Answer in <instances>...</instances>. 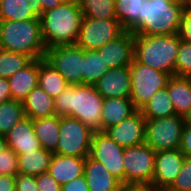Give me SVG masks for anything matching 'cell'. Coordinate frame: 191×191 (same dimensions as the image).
<instances>
[{"label":"cell","mask_w":191,"mask_h":191,"mask_svg":"<svg viewBox=\"0 0 191 191\" xmlns=\"http://www.w3.org/2000/svg\"><path fill=\"white\" fill-rule=\"evenodd\" d=\"M85 157L53 154L47 172L61 185L84 175Z\"/></svg>","instance_id":"obj_18"},{"label":"cell","mask_w":191,"mask_h":191,"mask_svg":"<svg viewBox=\"0 0 191 191\" xmlns=\"http://www.w3.org/2000/svg\"><path fill=\"white\" fill-rule=\"evenodd\" d=\"M109 69L97 50H84L82 84L94 85Z\"/></svg>","instance_id":"obj_30"},{"label":"cell","mask_w":191,"mask_h":191,"mask_svg":"<svg viewBox=\"0 0 191 191\" xmlns=\"http://www.w3.org/2000/svg\"><path fill=\"white\" fill-rule=\"evenodd\" d=\"M129 69L131 78L130 99L137 110H141L156 91L166 88L172 77L168 73L143 65L135 59L131 62Z\"/></svg>","instance_id":"obj_6"},{"label":"cell","mask_w":191,"mask_h":191,"mask_svg":"<svg viewBox=\"0 0 191 191\" xmlns=\"http://www.w3.org/2000/svg\"><path fill=\"white\" fill-rule=\"evenodd\" d=\"M0 191H15V176L0 174Z\"/></svg>","instance_id":"obj_44"},{"label":"cell","mask_w":191,"mask_h":191,"mask_svg":"<svg viewBox=\"0 0 191 191\" xmlns=\"http://www.w3.org/2000/svg\"><path fill=\"white\" fill-rule=\"evenodd\" d=\"M53 153L41 147L38 150L17 154L18 174L38 176L47 172Z\"/></svg>","instance_id":"obj_25"},{"label":"cell","mask_w":191,"mask_h":191,"mask_svg":"<svg viewBox=\"0 0 191 191\" xmlns=\"http://www.w3.org/2000/svg\"><path fill=\"white\" fill-rule=\"evenodd\" d=\"M33 128L41 147L56 154L60 131V116L54 115L35 119L33 120Z\"/></svg>","instance_id":"obj_24"},{"label":"cell","mask_w":191,"mask_h":191,"mask_svg":"<svg viewBox=\"0 0 191 191\" xmlns=\"http://www.w3.org/2000/svg\"><path fill=\"white\" fill-rule=\"evenodd\" d=\"M186 7L187 8H191V0H187L186 1Z\"/></svg>","instance_id":"obj_49"},{"label":"cell","mask_w":191,"mask_h":191,"mask_svg":"<svg viewBox=\"0 0 191 191\" xmlns=\"http://www.w3.org/2000/svg\"><path fill=\"white\" fill-rule=\"evenodd\" d=\"M0 49L26 54L33 60L45 58L40 19L0 21Z\"/></svg>","instance_id":"obj_4"},{"label":"cell","mask_w":191,"mask_h":191,"mask_svg":"<svg viewBox=\"0 0 191 191\" xmlns=\"http://www.w3.org/2000/svg\"><path fill=\"white\" fill-rule=\"evenodd\" d=\"M32 61L26 54L0 49V78L8 79Z\"/></svg>","instance_id":"obj_33"},{"label":"cell","mask_w":191,"mask_h":191,"mask_svg":"<svg viewBox=\"0 0 191 191\" xmlns=\"http://www.w3.org/2000/svg\"><path fill=\"white\" fill-rule=\"evenodd\" d=\"M185 124L191 125V109L190 111L185 115Z\"/></svg>","instance_id":"obj_47"},{"label":"cell","mask_w":191,"mask_h":191,"mask_svg":"<svg viewBox=\"0 0 191 191\" xmlns=\"http://www.w3.org/2000/svg\"><path fill=\"white\" fill-rule=\"evenodd\" d=\"M0 174L16 176L18 174L17 154L9 147L0 153Z\"/></svg>","instance_id":"obj_35"},{"label":"cell","mask_w":191,"mask_h":191,"mask_svg":"<svg viewBox=\"0 0 191 191\" xmlns=\"http://www.w3.org/2000/svg\"><path fill=\"white\" fill-rule=\"evenodd\" d=\"M146 0H115V14L125 30L133 32L141 24V10Z\"/></svg>","instance_id":"obj_28"},{"label":"cell","mask_w":191,"mask_h":191,"mask_svg":"<svg viewBox=\"0 0 191 191\" xmlns=\"http://www.w3.org/2000/svg\"><path fill=\"white\" fill-rule=\"evenodd\" d=\"M66 0H35V17L40 19L42 13L54 9Z\"/></svg>","instance_id":"obj_40"},{"label":"cell","mask_w":191,"mask_h":191,"mask_svg":"<svg viewBox=\"0 0 191 191\" xmlns=\"http://www.w3.org/2000/svg\"><path fill=\"white\" fill-rule=\"evenodd\" d=\"M15 191H39L36 176L17 174L15 176Z\"/></svg>","instance_id":"obj_37"},{"label":"cell","mask_w":191,"mask_h":191,"mask_svg":"<svg viewBox=\"0 0 191 191\" xmlns=\"http://www.w3.org/2000/svg\"><path fill=\"white\" fill-rule=\"evenodd\" d=\"M155 191H173L170 188H156L155 187Z\"/></svg>","instance_id":"obj_48"},{"label":"cell","mask_w":191,"mask_h":191,"mask_svg":"<svg viewBox=\"0 0 191 191\" xmlns=\"http://www.w3.org/2000/svg\"><path fill=\"white\" fill-rule=\"evenodd\" d=\"M186 1L146 0L141 10V24L132 32L134 35L178 34Z\"/></svg>","instance_id":"obj_5"},{"label":"cell","mask_w":191,"mask_h":191,"mask_svg":"<svg viewBox=\"0 0 191 191\" xmlns=\"http://www.w3.org/2000/svg\"><path fill=\"white\" fill-rule=\"evenodd\" d=\"M61 191H89V187L84 175L73 179L71 182L63 185Z\"/></svg>","instance_id":"obj_42"},{"label":"cell","mask_w":191,"mask_h":191,"mask_svg":"<svg viewBox=\"0 0 191 191\" xmlns=\"http://www.w3.org/2000/svg\"><path fill=\"white\" fill-rule=\"evenodd\" d=\"M120 191H155V186L147 183H121Z\"/></svg>","instance_id":"obj_43"},{"label":"cell","mask_w":191,"mask_h":191,"mask_svg":"<svg viewBox=\"0 0 191 191\" xmlns=\"http://www.w3.org/2000/svg\"><path fill=\"white\" fill-rule=\"evenodd\" d=\"M150 1H154V0H150ZM163 1H184V0H163Z\"/></svg>","instance_id":"obj_50"},{"label":"cell","mask_w":191,"mask_h":191,"mask_svg":"<svg viewBox=\"0 0 191 191\" xmlns=\"http://www.w3.org/2000/svg\"><path fill=\"white\" fill-rule=\"evenodd\" d=\"M7 147L16 154L26 153L41 148L39 139L35 135L33 120L23 118L6 135Z\"/></svg>","instance_id":"obj_17"},{"label":"cell","mask_w":191,"mask_h":191,"mask_svg":"<svg viewBox=\"0 0 191 191\" xmlns=\"http://www.w3.org/2000/svg\"><path fill=\"white\" fill-rule=\"evenodd\" d=\"M104 98L94 85H70L54 98L56 115L80 120L87 127L101 131V113Z\"/></svg>","instance_id":"obj_1"},{"label":"cell","mask_w":191,"mask_h":191,"mask_svg":"<svg viewBox=\"0 0 191 191\" xmlns=\"http://www.w3.org/2000/svg\"><path fill=\"white\" fill-rule=\"evenodd\" d=\"M25 116L32 120L56 115L54 98L36 86L23 101Z\"/></svg>","instance_id":"obj_23"},{"label":"cell","mask_w":191,"mask_h":191,"mask_svg":"<svg viewBox=\"0 0 191 191\" xmlns=\"http://www.w3.org/2000/svg\"><path fill=\"white\" fill-rule=\"evenodd\" d=\"M125 148L113 141L104 131L93 133L89 157L103 166L121 183H124Z\"/></svg>","instance_id":"obj_12"},{"label":"cell","mask_w":191,"mask_h":191,"mask_svg":"<svg viewBox=\"0 0 191 191\" xmlns=\"http://www.w3.org/2000/svg\"><path fill=\"white\" fill-rule=\"evenodd\" d=\"M169 188L173 191H191V158H184L181 171Z\"/></svg>","instance_id":"obj_36"},{"label":"cell","mask_w":191,"mask_h":191,"mask_svg":"<svg viewBox=\"0 0 191 191\" xmlns=\"http://www.w3.org/2000/svg\"><path fill=\"white\" fill-rule=\"evenodd\" d=\"M82 17L94 19H117L115 0H77Z\"/></svg>","instance_id":"obj_32"},{"label":"cell","mask_w":191,"mask_h":191,"mask_svg":"<svg viewBox=\"0 0 191 191\" xmlns=\"http://www.w3.org/2000/svg\"><path fill=\"white\" fill-rule=\"evenodd\" d=\"M135 35L125 30L120 36L97 49L110 69L130 66L134 59Z\"/></svg>","instance_id":"obj_14"},{"label":"cell","mask_w":191,"mask_h":191,"mask_svg":"<svg viewBox=\"0 0 191 191\" xmlns=\"http://www.w3.org/2000/svg\"><path fill=\"white\" fill-rule=\"evenodd\" d=\"M178 34L181 40L191 42V8L185 7Z\"/></svg>","instance_id":"obj_39"},{"label":"cell","mask_w":191,"mask_h":191,"mask_svg":"<svg viewBox=\"0 0 191 191\" xmlns=\"http://www.w3.org/2000/svg\"><path fill=\"white\" fill-rule=\"evenodd\" d=\"M175 75L191 77V42H180V48L175 62Z\"/></svg>","instance_id":"obj_34"},{"label":"cell","mask_w":191,"mask_h":191,"mask_svg":"<svg viewBox=\"0 0 191 191\" xmlns=\"http://www.w3.org/2000/svg\"><path fill=\"white\" fill-rule=\"evenodd\" d=\"M12 99L8 79L0 78V104Z\"/></svg>","instance_id":"obj_45"},{"label":"cell","mask_w":191,"mask_h":191,"mask_svg":"<svg viewBox=\"0 0 191 191\" xmlns=\"http://www.w3.org/2000/svg\"><path fill=\"white\" fill-rule=\"evenodd\" d=\"M84 49L77 44L59 45L46 50L45 60L70 85L82 84Z\"/></svg>","instance_id":"obj_11"},{"label":"cell","mask_w":191,"mask_h":191,"mask_svg":"<svg viewBox=\"0 0 191 191\" xmlns=\"http://www.w3.org/2000/svg\"><path fill=\"white\" fill-rule=\"evenodd\" d=\"M145 117L140 110L121 121L106 128L104 132L123 148L145 143Z\"/></svg>","instance_id":"obj_13"},{"label":"cell","mask_w":191,"mask_h":191,"mask_svg":"<svg viewBox=\"0 0 191 191\" xmlns=\"http://www.w3.org/2000/svg\"><path fill=\"white\" fill-rule=\"evenodd\" d=\"M7 148L6 136L0 134V153Z\"/></svg>","instance_id":"obj_46"},{"label":"cell","mask_w":191,"mask_h":191,"mask_svg":"<svg viewBox=\"0 0 191 191\" xmlns=\"http://www.w3.org/2000/svg\"><path fill=\"white\" fill-rule=\"evenodd\" d=\"M81 19L82 11L77 0H66L58 7L43 12L40 22L46 49L77 44Z\"/></svg>","instance_id":"obj_2"},{"label":"cell","mask_w":191,"mask_h":191,"mask_svg":"<svg viewBox=\"0 0 191 191\" xmlns=\"http://www.w3.org/2000/svg\"><path fill=\"white\" fill-rule=\"evenodd\" d=\"M63 76L44 58L39 59L38 86L55 98L67 87Z\"/></svg>","instance_id":"obj_27"},{"label":"cell","mask_w":191,"mask_h":191,"mask_svg":"<svg viewBox=\"0 0 191 191\" xmlns=\"http://www.w3.org/2000/svg\"><path fill=\"white\" fill-rule=\"evenodd\" d=\"M140 111L145 119H159L175 115V109L167 88L156 91Z\"/></svg>","instance_id":"obj_29"},{"label":"cell","mask_w":191,"mask_h":191,"mask_svg":"<svg viewBox=\"0 0 191 191\" xmlns=\"http://www.w3.org/2000/svg\"><path fill=\"white\" fill-rule=\"evenodd\" d=\"M156 152L147 144L125 148L124 183L152 184Z\"/></svg>","instance_id":"obj_9"},{"label":"cell","mask_w":191,"mask_h":191,"mask_svg":"<svg viewBox=\"0 0 191 191\" xmlns=\"http://www.w3.org/2000/svg\"><path fill=\"white\" fill-rule=\"evenodd\" d=\"M166 88L175 114L185 117L191 109V77L174 75Z\"/></svg>","instance_id":"obj_22"},{"label":"cell","mask_w":191,"mask_h":191,"mask_svg":"<svg viewBox=\"0 0 191 191\" xmlns=\"http://www.w3.org/2000/svg\"><path fill=\"white\" fill-rule=\"evenodd\" d=\"M184 125V117L176 114L165 118L146 119L145 143L155 152L180 149Z\"/></svg>","instance_id":"obj_7"},{"label":"cell","mask_w":191,"mask_h":191,"mask_svg":"<svg viewBox=\"0 0 191 191\" xmlns=\"http://www.w3.org/2000/svg\"><path fill=\"white\" fill-rule=\"evenodd\" d=\"M184 158L180 149L156 152L152 184L156 188H169L179 175Z\"/></svg>","instance_id":"obj_15"},{"label":"cell","mask_w":191,"mask_h":191,"mask_svg":"<svg viewBox=\"0 0 191 191\" xmlns=\"http://www.w3.org/2000/svg\"><path fill=\"white\" fill-rule=\"evenodd\" d=\"M124 31L117 19L82 17L77 45L84 50H97L116 39Z\"/></svg>","instance_id":"obj_10"},{"label":"cell","mask_w":191,"mask_h":191,"mask_svg":"<svg viewBox=\"0 0 191 191\" xmlns=\"http://www.w3.org/2000/svg\"><path fill=\"white\" fill-rule=\"evenodd\" d=\"M84 176L89 191H120L121 182L102 163L85 157Z\"/></svg>","instance_id":"obj_19"},{"label":"cell","mask_w":191,"mask_h":191,"mask_svg":"<svg viewBox=\"0 0 191 191\" xmlns=\"http://www.w3.org/2000/svg\"><path fill=\"white\" fill-rule=\"evenodd\" d=\"M35 17V0H2L0 21H25Z\"/></svg>","instance_id":"obj_26"},{"label":"cell","mask_w":191,"mask_h":191,"mask_svg":"<svg viewBox=\"0 0 191 191\" xmlns=\"http://www.w3.org/2000/svg\"><path fill=\"white\" fill-rule=\"evenodd\" d=\"M23 102L10 99L0 104V134L6 135L25 118Z\"/></svg>","instance_id":"obj_31"},{"label":"cell","mask_w":191,"mask_h":191,"mask_svg":"<svg viewBox=\"0 0 191 191\" xmlns=\"http://www.w3.org/2000/svg\"><path fill=\"white\" fill-rule=\"evenodd\" d=\"M94 86L103 98H130L131 78L129 66L107 70Z\"/></svg>","instance_id":"obj_16"},{"label":"cell","mask_w":191,"mask_h":191,"mask_svg":"<svg viewBox=\"0 0 191 191\" xmlns=\"http://www.w3.org/2000/svg\"><path fill=\"white\" fill-rule=\"evenodd\" d=\"M137 111L130 98H104L101 113V131L119 124Z\"/></svg>","instance_id":"obj_21"},{"label":"cell","mask_w":191,"mask_h":191,"mask_svg":"<svg viewBox=\"0 0 191 191\" xmlns=\"http://www.w3.org/2000/svg\"><path fill=\"white\" fill-rule=\"evenodd\" d=\"M180 151L185 157L191 158V125H184Z\"/></svg>","instance_id":"obj_41"},{"label":"cell","mask_w":191,"mask_h":191,"mask_svg":"<svg viewBox=\"0 0 191 191\" xmlns=\"http://www.w3.org/2000/svg\"><path fill=\"white\" fill-rule=\"evenodd\" d=\"M39 59L33 60L22 70L8 78L11 98L23 102L29 93L38 86Z\"/></svg>","instance_id":"obj_20"},{"label":"cell","mask_w":191,"mask_h":191,"mask_svg":"<svg viewBox=\"0 0 191 191\" xmlns=\"http://www.w3.org/2000/svg\"><path fill=\"white\" fill-rule=\"evenodd\" d=\"M180 42L179 34L135 35L134 59L152 69L174 76Z\"/></svg>","instance_id":"obj_3"},{"label":"cell","mask_w":191,"mask_h":191,"mask_svg":"<svg viewBox=\"0 0 191 191\" xmlns=\"http://www.w3.org/2000/svg\"><path fill=\"white\" fill-rule=\"evenodd\" d=\"M94 131L80 120L60 116V131L56 154L63 156L87 157Z\"/></svg>","instance_id":"obj_8"},{"label":"cell","mask_w":191,"mask_h":191,"mask_svg":"<svg viewBox=\"0 0 191 191\" xmlns=\"http://www.w3.org/2000/svg\"><path fill=\"white\" fill-rule=\"evenodd\" d=\"M39 191H61V185L48 173L36 176Z\"/></svg>","instance_id":"obj_38"}]
</instances>
